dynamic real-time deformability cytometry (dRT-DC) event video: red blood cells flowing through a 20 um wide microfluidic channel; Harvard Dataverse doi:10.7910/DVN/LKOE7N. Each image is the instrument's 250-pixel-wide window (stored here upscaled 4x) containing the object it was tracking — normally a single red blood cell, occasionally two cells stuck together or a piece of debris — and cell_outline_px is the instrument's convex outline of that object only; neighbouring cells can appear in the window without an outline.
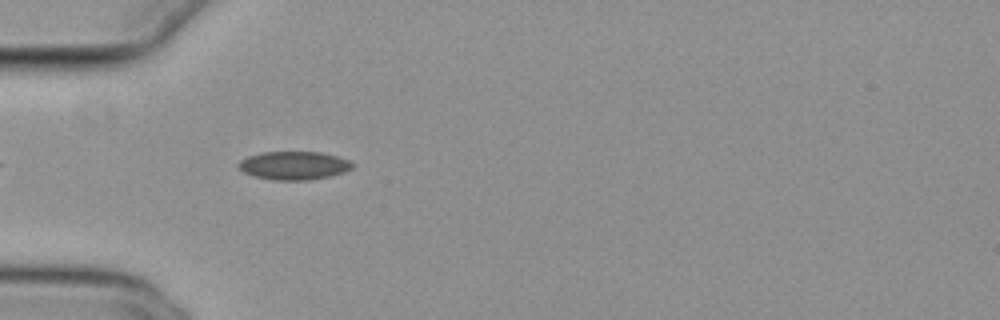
{"species": "common noctule bat (a hibernating species)", "species_latin": "Nyctalus noctula", "temperature_condition": "cold", "stored_images_in_passage": 35, "camera_frame_rate_fps": 3000, "um_per_image_px": 0.085, "animal": {"sex": "female", "body_mass_g": 29.2, "forearm_length_mm": 56.3}, "frame": {"image": 1, "passage_image": 4, "time_ms": 1.0, "image_size_px": [1000, 320], "cell_outline_px": [[352, 168], [344, 172], [328, 176], [308, 180], [272, 180], [252, 176], [244, 172], [236, 164], [240, 160], [248, 156], [260, 152], [320, 152], [336, 156], [348, 160], [352, 164]], "centroid_in_image_um": [24.93, 14.07], "position_along_channel_um": 60.1, "area_um2": 18.73}}
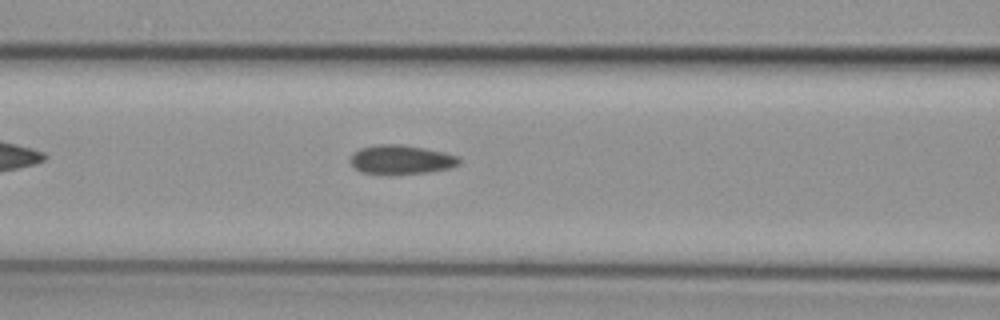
{"frame": {"image": 2, "passage_image": 10, "time_ms": 3.0, "image_size_px": [1000, 320], "cell_outline_px": [[460, 164], [452, 168], [428, 172], [388, 176], [360, 172], [352, 168], [348, 160], [352, 152], [360, 148], [376, 144], [400, 144], [424, 148], [444, 152], [460, 156]], "centroid_in_image_um": [34.04, 13.59], "position_along_channel_um": 132.6, "area_um2": 19.31}}
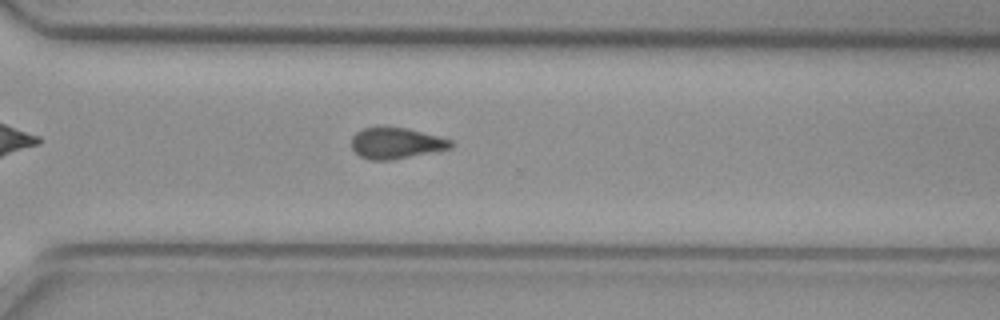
{"frame": {"image": 3, "passage_image": 26, "time_ms": 8.333, "image_size_px": [1000, 320], "cell_outline_px": [[456, 144], [452, 148], [392, 160], [372, 160], [360, 156], [352, 148], [352, 136], [356, 132], [364, 128], [408, 128], [452, 140]], "centroid_in_image_um": [33.7, 12.18], "position_along_channel_um": 336.9, "area_um2": 17.8}}